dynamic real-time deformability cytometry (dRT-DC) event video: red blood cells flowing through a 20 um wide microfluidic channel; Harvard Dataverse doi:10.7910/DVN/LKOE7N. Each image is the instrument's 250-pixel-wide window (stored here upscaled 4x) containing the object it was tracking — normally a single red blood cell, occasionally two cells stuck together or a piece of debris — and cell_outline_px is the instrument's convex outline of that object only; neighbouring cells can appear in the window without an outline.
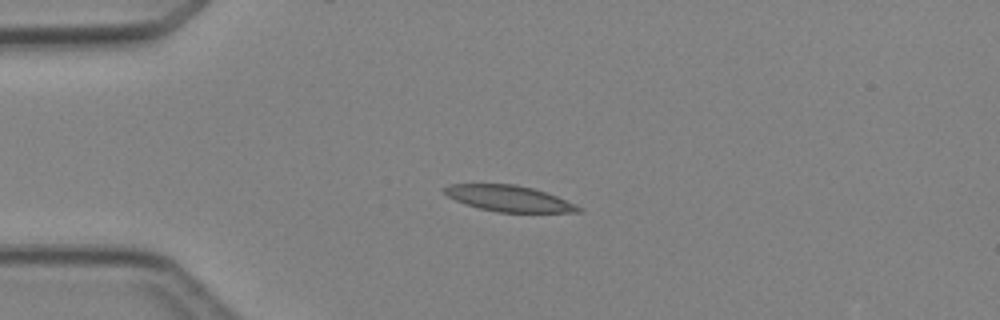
{"species": "Egyptian fruit bat (a non-hibernating species)", "species_latin": "Rousettus aegyptiacus", "temperature_condition": "cold", "stored_images_in_passage": 3, "camera_frame_rate_fps": 3000, "um_per_image_px": 0.085, "animal": {"sex": "female"}, "frame": {"image": 1, "passage_image": 3, "time_ms": 2.333, "image_size_px": [1000, 320], "cell_outline_px": [[584, 212], [496, 212], [464, 204], [448, 196], [440, 188], [452, 184], [516, 184], [532, 188], [556, 196], [576, 204], [584, 208]], "centroid_in_image_um": [43.27, 16.87], "position_along_channel_um": 41.7, "area_um2": 20.29}}